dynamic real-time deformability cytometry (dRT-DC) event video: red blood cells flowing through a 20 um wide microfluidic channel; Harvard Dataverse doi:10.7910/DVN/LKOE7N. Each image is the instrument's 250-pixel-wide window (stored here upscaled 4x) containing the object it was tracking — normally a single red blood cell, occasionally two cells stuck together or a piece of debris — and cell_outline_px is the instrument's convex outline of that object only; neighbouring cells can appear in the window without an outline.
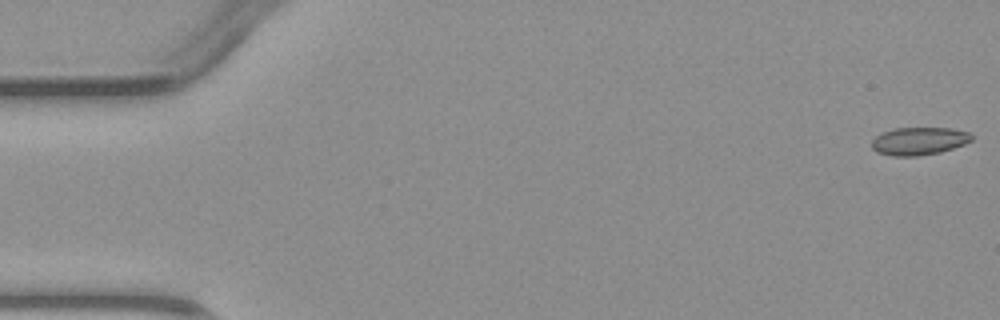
{"species": "common noctule bat (a hibernating species)", "species_latin": "Nyctalus noctula", "temperature_condition": "warm", "stored_images_in_passage": 3, "camera_frame_rate_fps": 3000, "um_per_image_px": 0.085, "animal": {"sex": "male", "body_mass_g": 23.1, "forearm_length_mm": 52.7}, "frame": {"image": 1, "passage_image": 1, "time_ms": 0.0, "image_size_px": [1000, 320], "cell_outline_px": [[972, 140], [964, 144], [940, 152], [916, 156], [892, 156], [876, 152], [872, 148], [872, 140], [880, 132], [896, 128], [952, 128], [968, 132], [972, 136]], "centroid_in_image_um": [78.08, 11.99], "position_along_channel_um": 6.9, "area_um2": 16.18}}